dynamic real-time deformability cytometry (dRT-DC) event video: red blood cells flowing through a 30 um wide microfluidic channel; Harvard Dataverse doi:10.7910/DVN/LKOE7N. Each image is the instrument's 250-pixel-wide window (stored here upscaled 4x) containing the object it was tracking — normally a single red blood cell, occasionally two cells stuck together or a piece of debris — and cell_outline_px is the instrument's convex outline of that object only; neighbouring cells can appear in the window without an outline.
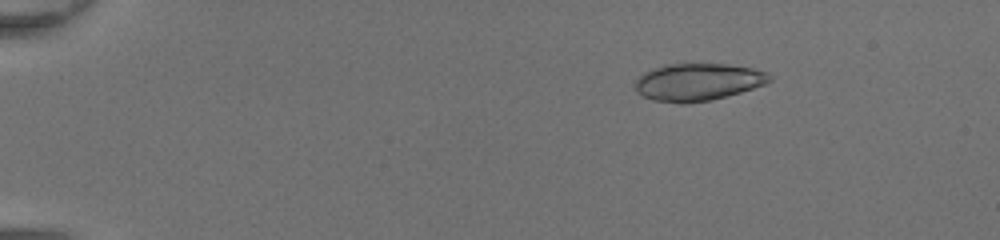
{"species": "common noctule bat (a hibernating species)", "species_latin": "Nyctalus noctula", "temperature_condition": "room temperature", "stored_images_in_passage": 49, "camera_frame_rate_fps": 3000, "um_per_image_px": 0.085, "animal": {"sex": "female", "body_mass_g": 20.0, "forearm_length_mm": 54.0}, "frame": {"image": 1, "passage_image": 9, "time_ms": 2.667, "image_size_px": [1000, 240], "cell_outline_px": [[772, 80], [764, 84], [740, 92], [712, 100], [684, 104], [680, 104], [652, 100], [636, 92], [636, 80], [644, 72], [664, 64], [728, 64], [752, 68], [768, 72], [772, 76]], "centroid_in_image_um": [59.32, 6.97], "position_along_channel_um": 25.7, "area_um2": 29.3}}
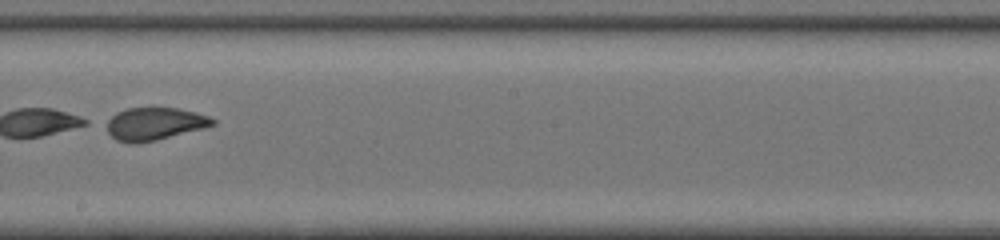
{"frame": {"image": 2, "passage_image": 31, "time_ms": 10.0, "image_size_px": [1000, 240], "cell_outline_px": [[216, 124], [204, 128], [156, 140], [136, 144], [128, 144], [116, 140], [100, 124], [104, 120], [116, 112], [128, 108], [176, 108], [196, 112], [208, 116], [216, 120]], "centroid_in_image_um": [13.04, 10.53], "position_along_channel_um": 235.2, "area_um2": 20.63}}